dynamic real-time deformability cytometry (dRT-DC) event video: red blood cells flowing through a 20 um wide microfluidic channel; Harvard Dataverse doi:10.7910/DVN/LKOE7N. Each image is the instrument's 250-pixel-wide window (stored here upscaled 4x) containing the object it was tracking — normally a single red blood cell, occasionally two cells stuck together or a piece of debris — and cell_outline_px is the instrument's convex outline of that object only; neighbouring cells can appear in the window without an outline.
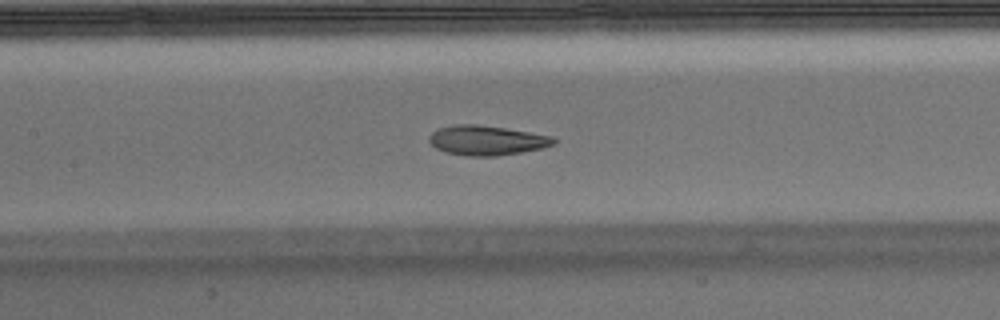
{"species": "Egyptian fruit bat (a non-hibernating species)", "species_latin": "Rousettus aegyptiacus", "temperature_condition": "warm", "stored_images_in_passage": 54, "camera_frame_rate_fps": 3000, "um_per_image_px": 0.085, "animal": {"sex": "male"}, "frame": {"image": 1, "passage_image": 24, "time_ms": 7.667, "image_size_px": [1000, 320], "cell_outline_px": [[556, 144], [544, 148], [496, 156], [468, 156], [448, 152], [436, 148], [428, 140], [428, 136], [432, 132], [440, 128], [456, 124], [476, 124], [504, 128], [552, 136], [556, 140]], "centroid_in_image_um": [41.38, 11.93], "position_along_channel_um": 166.0, "area_um2": 21.39}, "authors_computed_cell_mechanics": {"area_um2": 22.253, "velocity_mm_per_s": 3.784, "shape_relaxation_time_tau1_ms": 10.2222, "shape_relaxation_time_tau2_ms": 1.7656, "deformation_change_tau1": 0.2964, "deformation_change_tau2": 0.0865}}